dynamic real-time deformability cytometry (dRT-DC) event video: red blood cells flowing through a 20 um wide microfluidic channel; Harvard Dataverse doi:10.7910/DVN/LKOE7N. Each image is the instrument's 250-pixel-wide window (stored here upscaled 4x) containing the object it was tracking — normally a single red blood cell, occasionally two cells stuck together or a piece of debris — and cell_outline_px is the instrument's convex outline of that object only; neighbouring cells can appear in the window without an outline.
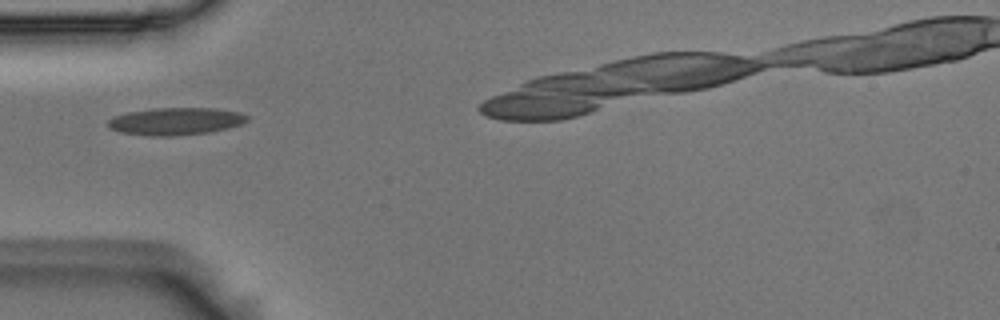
{"species": "Egyptian fruit bat (a non-hibernating species)", "species_latin": "Rousettus aegyptiacus", "temperature_condition": "room temperature", "stored_images_in_passage": 11, "camera_frame_rate_fps": 3000, "um_per_image_px": 0.085, "animal": {"sex": "male"}, "frame": {"image": 1, "passage_image": 1, "time_ms": 0.0, "image_size_px": [1000, 320], "cell_outline_px": [[248, 120], [240, 124], [228, 128], [208, 132], [172, 136], [152, 136], [120, 132], [108, 128], [108, 120], [112, 116], [128, 112], [152, 108], [216, 108], [240, 112], [248, 116]], "centroid_in_image_um": [14.91, 10.3], "position_along_channel_um": 70.1, "area_um2": 22.25}}
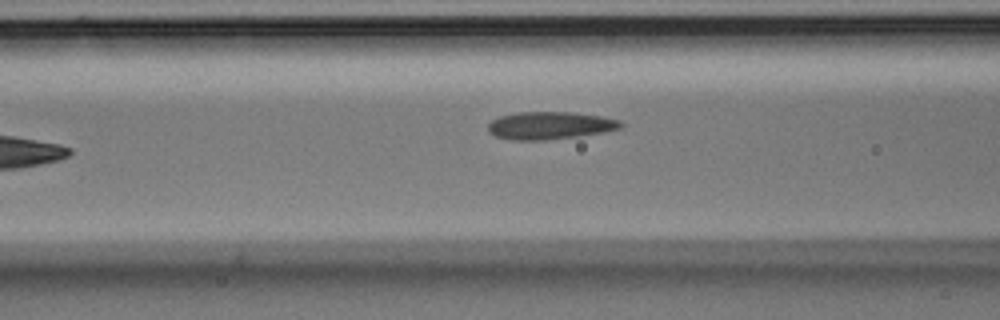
{"frame": {"image": 2, "passage_image": 5, "time_ms": 1.333, "image_size_px": [1000, 320], "cell_outline_px": [[624, 124], [620, 128], [604, 132], [576, 136], [544, 140], [512, 140], [496, 136], [488, 132], [488, 124], [492, 120], [500, 116], [516, 112], [572, 112], [600, 116], [620, 120]], "centroid_in_image_um": [46.73, 10.66], "position_along_channel_um": 119.9, "area_um2": 21.27}}
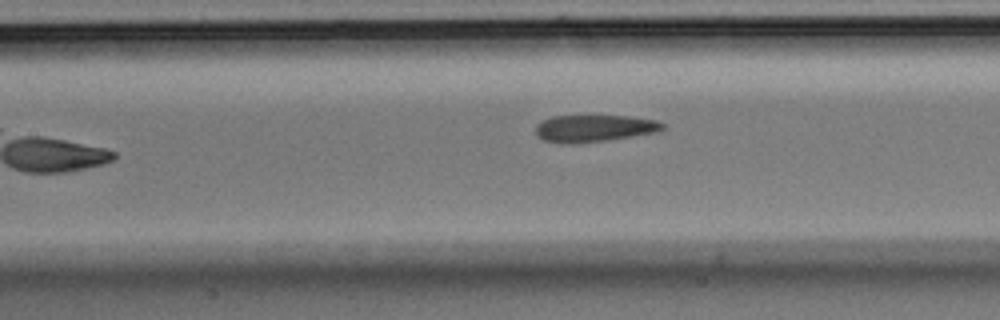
{"frame": {"image": 3, "passage_image": 8, "time_ms": 2.333, "image_size_px": [1000, 320], "cell_outline_px": [[664, 128], [656, 132], [608, 140], [572, 144], [560, 144], [544, 140], [536, 132], [536, 124], [552, 116], [628, 116], [656, 120], [664, 124]], "centroid_in_image_um": [50.49, 10.91], "position_along_channel_um": 156.9, "area_um2": 19.88}}